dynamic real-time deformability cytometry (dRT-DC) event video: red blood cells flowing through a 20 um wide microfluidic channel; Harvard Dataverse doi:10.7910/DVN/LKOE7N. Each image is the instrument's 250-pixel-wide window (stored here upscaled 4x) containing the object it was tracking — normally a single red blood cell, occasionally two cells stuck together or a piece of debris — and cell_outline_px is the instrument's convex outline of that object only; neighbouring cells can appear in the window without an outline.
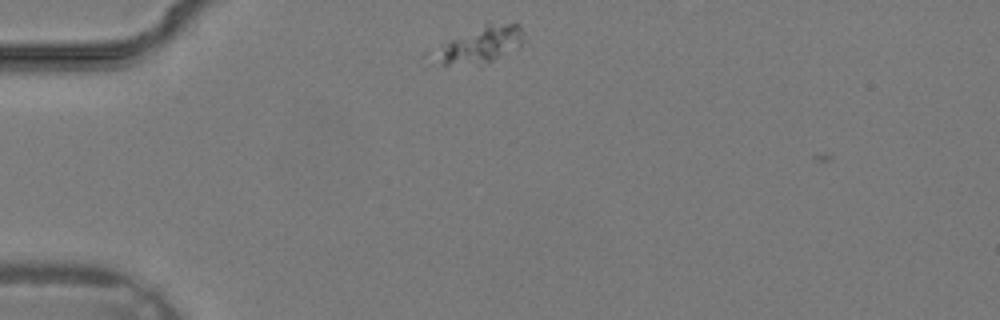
{"species": "common noctule bat (a hibernating species)", "species_latin": "Nyctalus noctula", "temperature_condition": "warm", "stored_images_in_passage": 4, "camera_frame_rate_fps": 3000, "um_per_image_px": 0.085, "animal": {"sex": "male", "body_mass_g": 19.2, "forearm_length_mm": 51.8}, "frame": {"image": 1, "passage_image": 1, "time_ms": 0.0, "image_size_px": [1000, 320], "cell_outline_px": [[528, 40], [520, 48], [480, 68], [428, 64], [424, 56], [440, 44], [488, 20], [520, 24]], "centroid_in_image_um": [40.72, 3.86], "position_along_channel_um": 44.3, "area_um2": 22.02}}